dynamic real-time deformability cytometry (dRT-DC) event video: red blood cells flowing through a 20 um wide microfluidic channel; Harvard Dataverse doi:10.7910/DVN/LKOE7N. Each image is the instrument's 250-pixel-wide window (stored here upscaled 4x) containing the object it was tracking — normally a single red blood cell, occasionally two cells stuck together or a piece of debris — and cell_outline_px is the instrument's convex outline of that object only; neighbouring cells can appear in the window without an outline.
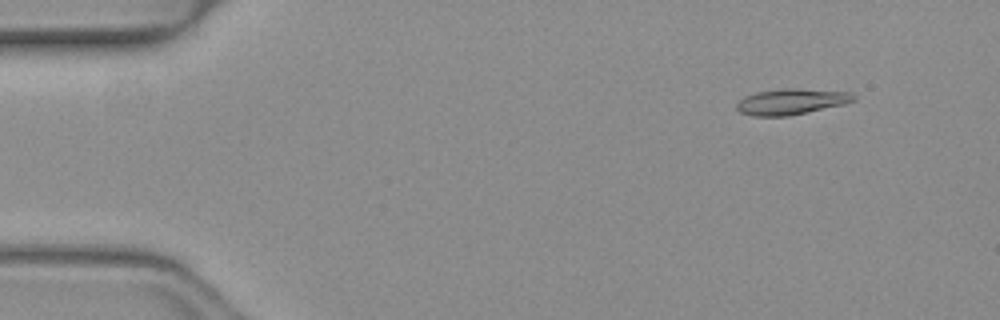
{"species": "common noctule bat (a hibernating species)", "species_latin": "Nyctalus noctula", "temperature_condition": "warm", "stored_images_in_passage": 12, "camera_frame_rate_fps": 3000, "um_per_image_px": 0.085, "animal": {"sex": "female", "body_mass_g": 19.3, "forearm_length_mm": 54.1}, "frame": {"image": 1, "passage_image": 5, "time_ms": 1.333, "image_size_px": [1000, 320], "cell_outline_px": [[856, 100], [844, 104], [808, 112], [788, 116], [752, 116], [740, 112], [736, 108], [736, 104], [744, 96], [756, 92], [784, 88], [792, 88], [852, 92], [856, 96]], "centroid_in_image_um": [67.26, 8.64], "position_along_channel_um": 17.7, "area_um2": 17.69}}